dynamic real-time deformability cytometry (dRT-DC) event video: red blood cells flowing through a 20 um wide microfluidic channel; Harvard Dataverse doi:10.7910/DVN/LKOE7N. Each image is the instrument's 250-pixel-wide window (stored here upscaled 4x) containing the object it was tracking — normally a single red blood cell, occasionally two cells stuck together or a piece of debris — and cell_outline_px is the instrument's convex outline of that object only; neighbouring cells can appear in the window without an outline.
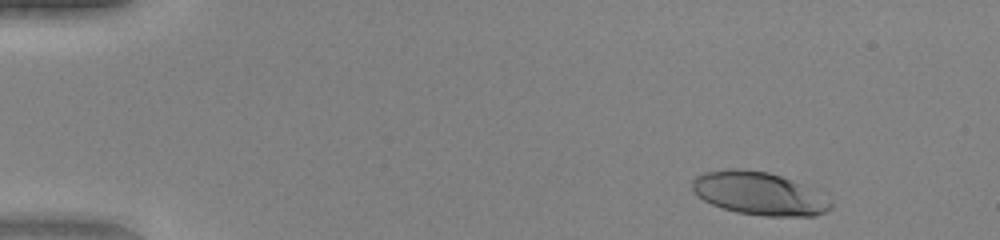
{"species": "human", "species_latin": "Homo sapiens", "temperature_condition": "warm", "stored_images_in_passage": 45, "camera_frame_rate_fps": 3000, "um_per_image_px": 0.085, "donor": {"sex": "female"}, "frame": {"image": 1, "passage_image": 1, "time_ms": 0.0, "image_size_px": [1000, 240], "cell_outline_px": [[832, 208], [816, 216], [764, 216], [736, 212], [712, 204], [704, 200], [692, 192], [692, 180], [696, 176], [704, 172], [728, 168], [736, 168], [768, 172], [780, 176], [800, 184], [832, 200]], "centroid_in_image_um": [64.48, 16.45], "position_along_channel_um": 20.5, "area_um2": 34.51}}
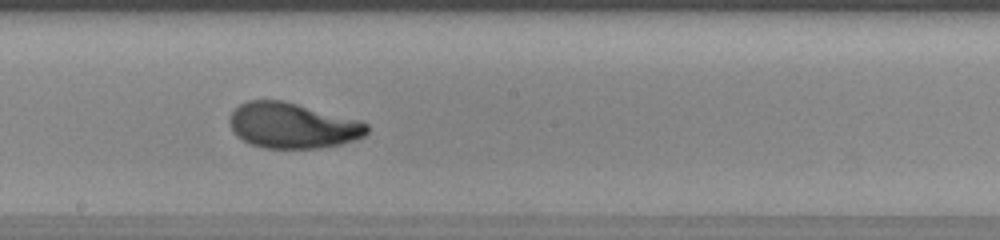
{"frame": {"image": 2, "passage_image": 24, "time_ms": 7.667, "image_size_px": [1000, 240], "cell_outline_px": [[368, 132], [364, 136], [340, 144], [320, 148], [264, 148], [252, 144], [236, 136], [232, 132], [228, 120], [232, 112], [240, 104], [248, 100], [280, 100], [296, 104], [356, 120], [368, 124]], "centroid_in_image_um": [24.81, 10.68], "position_along_channel_um": 223.4, "area_um2": 35.95}}
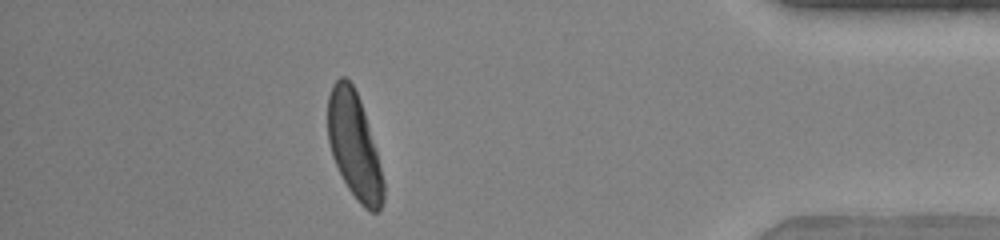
{"frame": {"image": 3, "passage_image": 40, "time_ms": 13.0, "image_size_px": [1000, 240], "cell_outline_px": [[384, 200], [380, 208], [376, 212], [372, 212], [364, 208], [356, 200], [348, 188], [332, 156], [328, 140], [328, 96], [332, 84], [340, 76], [344, 76], [352, 84], [360, 100], [364, 112], [380, 164], [384, 180]], "centroid_in_image_um": [30.1, 12.4], "position_along_channel_um": 405.1, "area_um2": 34.04}, "authors_computed_cell_mechanics": {"area_um2": 35.3158, "velocity_mm_per_s": 4.135, "shape_relaxation_time_tau1_ms": 2.807, "shape_relaxation_time_tau2_ms": 0.8246, "deformation_change_tau1": 0.2098, "deformation_change_tau2": 0.0643}}